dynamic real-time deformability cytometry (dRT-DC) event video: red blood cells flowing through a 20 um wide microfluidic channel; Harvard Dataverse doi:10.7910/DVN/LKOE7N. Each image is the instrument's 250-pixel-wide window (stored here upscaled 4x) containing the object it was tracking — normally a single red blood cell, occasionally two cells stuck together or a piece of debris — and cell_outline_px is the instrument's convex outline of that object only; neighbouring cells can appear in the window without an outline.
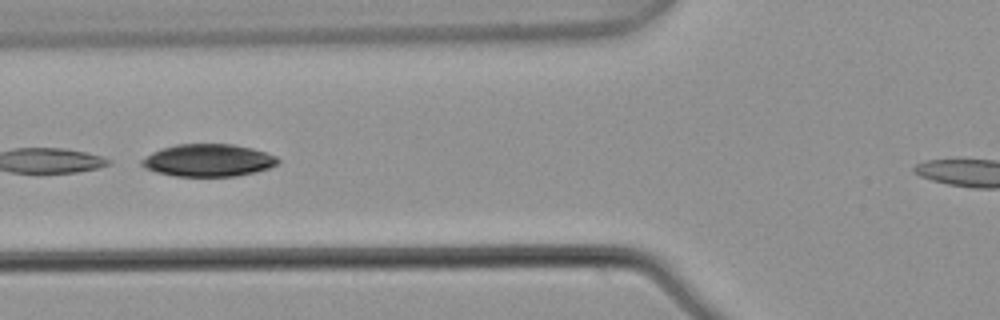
{"species": "common noctule bat (a hibernating species)", "species_latin": "Nyctalus noctula", "temperature_condition": "warm", "stored_images_in_passage": 4, "camera_frame_rate_fps": 3000, "um_per_image_px": 0.085, "animal": {"sex": "male", "body_mass_g": 21.5, "forearm_length_mm": 52.0}, "frame": {"image": 1, "passage_image": 2, "time_ms": 0.333, "image_size_px": [1000, 320], "cell_outline_px": [[280, 160], [276, 164], [268, 168], [256, 172], [236, 176], [176, 176], [156, 172], [144, 168], [140, 164], [140, 160], [152, 152], [160, 148], [176, 144], [232, 144], [252, 148], [276, 156]], "centroid_in_image_um": [17.66, 13.62], "position_along_channel_um": 108.1, "area_um2": 25.78}}
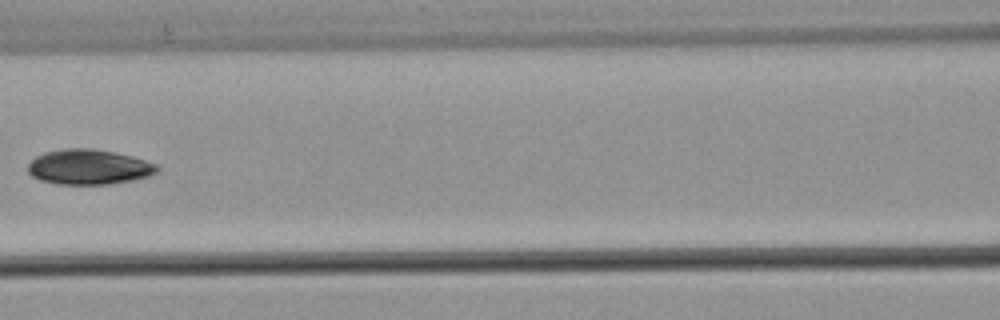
{"frame": {"image": 2, "passage_image": 3, "time_ms": 0.667, "image_size_px": [1000, 320], "cell_outline_px": [[160, 168], [156, 172], [148, 176], [132, 180], [108, 184], [56, 184], [40, 180], [32, 176], [28, 172], [28, 164], [36, 156], [44, 152], [64, 148], [92, 148], [116, 152], [132, 156], [156, 164]], "centroid_in_image_um": [7.53, 14.18], "position_along_channel_um": 159.1, "area_um2": 26.47}}